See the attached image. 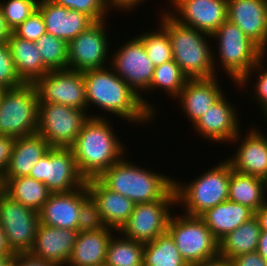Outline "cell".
Here are the masks:
<instances>
[{
  "mask_svg": "<svg viewBox=\"0 0 267 266\" xmlns=\"http://www.w3.org/2000/svg\"><path fill=\"white\" fill-rule=\"evenodd\" d=\"M82 73L86 86L87 109H90V104L91 107L94 105L105 113L134 125H147L152 123L151 120L154 121L155 117L143 107L140 96L111 67Z\"/></svg>",
  "mask_w": 267,
  "mask_h": 266,
  "instance_id": "1",
  "label": "cell"
},
{
  "mask_svg": "<svg viewBox=\"0 0 267 266\" xmlns=\"http://www.w3.org/2000/svg\"><path fill=\"white\" fill-rule=\"evenodd\" d=\"M107 119L98 113L90 117L70 146L77 169L86 180L98 178L127 154V145L122 144Z\"/></svg>",
  "mask_w": 267,
  "mask_h": 266,
  "instance_id": "2",
  "label": "cell"
},
{
  "mask_svg": "<svg viewBox=\"0 0 267 266\" xmlns=\"http://www.w3.org/2000/svg\"><path fill=\"white\" fill-rule=\"evenodd\" d=\"M123 157L105 170L98 179L110 190L122 194L135 204L161 198H176L174 180L163 173L148 170Z\"/></svg>",
  "mask_w": 267,
  "mask_h": 266,
  "instance_id": "3",
  "label": "cell"
},
{
  "mask_svg": "<svg viewBox=\"0 0 267 266\" xmlns=\"http://www.w3.org/2000/svg\"><path fill=\"white\" fill-rule=\"evenodd\" d=\"M161 13L160 23L169 35L173 60L183 73L189 79H209L218 76L213 64V50L210 48L213 41L211 35L180 24L164 9Z\"/></svg>",
  "mask_w": 267,
  "mask_h": 266,
  "instance_id": "4",
  "label": "cell"
},
{
  "mask_svg": "<svg viewBox=\"0 0 267 266\" xmlns=\"http://www.w3.org/2000/svg\"><path fill=\"white\" fill-rule=\"evenodd\" d=\"M210 168L191 182L184 184L183 181L174 180L176 206H183V214L200 216L228 200L230 173L233 170L231 164L224 160Z\"/></svg>",
  "mask_w": 267,
  "mask_h": 266,
  "instance_id": "5",
  "label": "cell"
},
{
  "mask_svg": "<svg viewBox=\"0 0 267 266\" xmlns=\"http://www.w3.org/2000/svg\"><path fill=\"white\" fill-rule=\"evenodd\" d=\"M211 38L218 41L215 43L218 44L216 48L218 54L213 51L215 73L218 72L216 67L220 68L216 64L220 63L221 69H224V73L226 71L232 83L235 82L234 84H238L265 54L237 25L228 19L219 26ZM215 56L218 58L216 59Z\"/></svg>",
  "mask_w": 267,
  "mask_h": 266,
  "instance_id": "6",
  "label": "cell"
},
{
  "mask_svg": "<svg viewBox=\"0 0 267 266\" xmlns=\"http://www.w3.org/2000/svg\"><path fill=\"white\" fill-rule=\"evenodd\" d=\"M38 104L34 83L6 89L0 100V135L20 138L36 134Z\"/></svg>",
  "mask_w": 267,
  "mask_h": 266,
  "instance_id": "7",
  "label": "cell"
},
{
  "mask_svg": "<svg viewBox=\"0 0 267 266\" xmlns=\"http://www.w3.org/2000/svg\"><path fill=\"white\" fill-rule=\"evenodd\" d=\"M172 215L167 233L189 266L219 255V241L199 216Z\"/></svg>",
  "mask_w": 267,
  "mask_h": 266,
  "instance_id": "8",
  "label": "cell"
},
{
  "mask_svg": "<svg viewBox=\"0 0 267 266\" xmlns=\"http://www.w3.org/2000/svg\"><path fill=\"white\" fill-rule=\"evenodd\" d=\"M123 44L114 53L112 52L108 67H111L140 96L143 107L154 117L158 110L152 102L145 99L142 92L145 91V95L150 87L155 66L149 59L143 42L137 36Z\"/></svg>",
  "mask_w": 267,
  "mask_h": 266,
  "instance_id": "9",
  "label": "cell"
},
{
  "mask_svg": "<svg viewBox=\"0 0 267 266\" xmlns=\"http://www.w3.org/2000/svg\"><path fill=\"white\" fill-rule=\"evenodd\" d=\"M90 117L93 114L90 115L89 110L63 104L39 103L37 133L51 147H70Z\"/></svg>",
  "mask_w": 267,
  "mask_h": 266,
  "instance_id": "10",
  "label": "cell"
},
{
  "mask_svg": "<svg viewBox=\"0 0 267 266\" xmlns=\"http://www.w3.org/2000/svg\"><path fill=\"white\" fill-rule=\"evenodd\" d=\"M28 176L43 182L51 193L71 192L86 184L70 147H51Z\"/></svg>",
  "mask_w": 267,
  "mask_h": 266,
  "instance_id": "11",
  "label": "cell"
},
{
  "mask_svg": "<svg viewBox=\"0 0 267 266\" xmlns=\"http://www.w3.org/2000/svg\"><path fill=\"white\" fill-rule=\"evenodd\" d=\"M39 224L37 211L16 202L3 190L0 192V227L14 254L29 253Z\"/></svg>",
  "mask_w": 267,
  "mask_h": 266,
  "instance_id": "12",
  "label": "cell"
},
{
  "mask_svg": "<svg viewBox=\"0 0 267 266\" xmlns=\"http://www.w3.org/2000/svg\"><path fill=\"white\" fill-rule=\"evenodd\" d=\"M106 21L105 19L94 22L68 42V69L85 72L105 68L108 66L107 64H110L111 57L109 55L112 51L109 49L110 41L107 39L109 36L106 31L109 28L105 27Z\"/></svg>",
  "mask_w": 267,
  "mask_h": 266,
  "instance_id": "13",
  "label": "cell"
},
{
  "mask_svg": "<svg viewBox=\"0 0 267 266\" xmlns=\"http://www.w3.org/2000/svg\"><path fill=\"white\" fill-rule=\"evenodd\" d=\"M176 198H161L152 202L137 203L128 221L119 230L126 238L147 243L167 233L172 206Z\"/></svg>",
  "mask_w": 267,
  "mask_h": 266,
  "instance_id": "14",
  "label": "cell"
},
{
  "mask_svg": "<svg viewBox=\"0 0 267 266\" xmlns=\"http://www.w3.org/2000/svg\"><path fill=\"white\" fill-rule=\"evenodd\" d=\"M39 103L63 104L87 110L84 74L71 69L51 70L34 83Z\"/></svg>",
  "mask_w": 267,
  "mask_h": 266,
  "instance_id": "15",
  "label": "cell"
},
{
  "mask_svg": "<svg viewBox=\"0 0 267 266\" xmlns=\"http://www.w3.org/2000/svg\"><path fill=\"white\" fill-rule=\"evenodd\" d=\"M169 1L171 7L168 6V10L166 8L165 10L169 11L168 13L173 19L182 25L209 35H212L227 20V0Z\"/></svg>",
  "mask_w": 267,
  "mask_h": 266,
  "instance_id": "16",
  "label": "cell"
},
{
  "mask_svg": "<svg viewBox=\"0 0 267 266\" xmlns=\"http://www.w3.org/2000/svg\"><path fill=\"white\" fill-rule=\"evenodd\" d=\"M225 94L226 92L193 125L195 133L213 144H229L241 131L239 112Z\"/></svg>",
  "mask_w": 267,
  "mask_h": 266,
  "instance_id": "17",
  "label": "cell"
},
{
  "mask_svg": "<svg viewBox=\"0 0 267 266\" xmlns=\"http://www.w3.org/2000/svg\"><path fill=\"white\" fill-rule=\"evenodd\" d=\"M242 131L229 145L239 141L236 153L225 158L238 173L260 177L267 181V135L257 127L250 128L242 138ZM237 141V142H236Z\"/></svg>",
  "mask_w": 267,
  "mask_h": 266,
  "instance_id": "18",
  "label": "cell"
},
{
  "mask_svg": "<svg viewBox=\"0 0 267 266\" xmlns=\"http://www.w3.org/2000/svg\"><path fill=\"white\" fill-rule=\"evenodd\" d=\"M227 19L267 52V0H227Z\"/></svg>",
  "mask_w": 267,
  "mask_h": 266,
  "instance_id": "19",
  "label": "cell"
},
{
  "mask_svg": "<svg viewBox=\"0 0 267 266\" xmlns=\"http://www.w3.org/2000/svg\"><path fill=\"white\" fill-rule=\"evenodd\" d=\"M90 196L86 184L67 193H51L39 210L41 224L58 228L78 230L81 204Z\"/></svg>",
  "mask_w": 267,
  "mask_h": 266,
  "instance_id": "20",
  "label": "cell"
},
{
  "mask_svg": "<svg viewBox=\"0 0 267 266\" xmlns=\"http://www.w3.org/2000/svg\"><path fill=\"white\" fill-rule=\"evenodd\" d=\"M78 233V230L47 226L40 223L29 254L56 263L59 266H66Z\"/></svg>",
  "mask_w": 267,
  "mask_h": 266,
  "instance_id": "21",
  "label": "cell"
},
{
  "mask_svg": "<svg viewBox=\"0 0 267 266\" xmlns=\"http://www.w3.org/2000/svg\"><path fill=\"white\" fill-rule=\"evenodd\" d=\"M37 9L44 19L46 33L67 43L94 23L86 14L65 8L52 0H39Z\"/></svg>",
  "mask_w": 267,
  "mask_h": 266,
  "instance_id": "22",
  "label": "cell"
},
{
  "mask_svg": "<svg viewBox=\"0 0 267 266\" xmlns=\"http://www.w3.org/2000/svg\"><path fill=\"white\" fill-rule=\"evenodd\" d=\"M90 196L98 204L105 227L119 231L132 214L135 203L107 188L98 178L86 180Z\"/></svg>",
  "mask_w": 267,
  "mask_h": 266,
  "instance_id": "23",
  "label": "cell"
},
{
  "mask_svg": "<svg viewBox=\"0 0 267 266\" xmlns=\"http://www.w3.org/2000/svg\"><path fill=\"white\" fill-rule=\"evenodd\" d=\"M219 79H189L176 98L192 126L223 94Z\"/></svg>",
  "mask_w": 267,
  "mask_h": 266,
  "instance_id": "24",
  "label": "cell"
},
{
  "mask_svg": "<svg viewBox=\"0 0 267 266\" xmlns=\"http://www.w3.org/2000/svg\"><path fill=\"white\" fill-rule=\"evenodd\" d=\"M50 148L49 143L38 133L16 138L8 168L1 178L2 185L10 178L28 176Z\"/></svg>",
  "mask_w": 267,
  "mask_h": 266,
  "instance_id": "25",
  "label": "cell"
},
{
  "mask_svg": "<svg viewBox=\"0 0 267 266\" xmlns=\"http://www.w3.org/2000/svg\"><path fill=\"white\" fill-rule=\"evenodd\" d=\"M116 230L104 227L99 230L79 232L66 266H93L105 264L107 246Z\"/></svg>",
  "mask_w": 267,
  "mask_h": 266,
  "instance_id": "26",
  "label": "cell"
},
{
  "mask_svg": "<svg viewBox=\"0 0 267 266\" xmlns=\"http://www.w3.org/2000/svg\"><path fill=\"white\" fill-rule=\"evenodd\" d=\"M254 216L255 212L249 207L226 200L206 210L199 217L219 241Z\"/></svg>",
  "mask_w": 267,
  "mask_h": 266,
  "instance_id": "27",
  "label": "cell"
},
{
  "mask_svg": "<svg viewBox=\"0 0 267 266\" xmlns=\"http://www.w3.org/2000/svg\"><path fill=\"white\" fill-rule=\"evenodd\" d=\"M7 43L16 72L24 83H35L49 72L43 64L35 42L21 39L12 33Z\"/></svg>",
  "mask_w": 267,
  "mask_h": 266,
  "instance_id": "28",
  "label": "cell"
},
{
  "mask_svg": "<svg viewBox=\"0 0 267 266\" xmlns=\"http://www.w3.org/2000/svg\"><path fill=\"white\" fill-rule=\"evenodd\" d=\"M266 198L267 181L265 179L231 171L228 200L240 203L256 212Z\"/></svg>",
  "mask_w": 267,
  "mask_h": 266,
  "instance_id": "29",
  "label": "cell"
},
{
  "mask_svg": "<svg viewBox=\"0 0 267 266\" xmlns=\"http://www.w3.org/2000/svg\"><path fill=\"white\" fill-rule=\"evenodd\" d=\"M261 228L254 216L219 240V255L228 259L256 252Z\"/></svg>",
  "mask_w": 267,
  "mask_h": 266,
  "instance_id": "30",
  "label": "cell"
},
{
  "mask_svg": "<svg viewBox=\"0 0 267 266\" xmlns=\"http://www.w3.org/2000/svg\"><path fill=\"white\" fill-rule=\"evenodd\" d=\"M2 190L16 202L37 212L48 200L51 192L47 186L30 176H20L8 179Z\"/></svg>",
  "mask_w": 267,
  "mask_h": 266,
  "instance_id": "31",
  "label": "cell"
},
{
  "mask_svg": "<svg viewBox=\"0 0 267 266\" xmlns=\"http://www.w3.org/2000/svg\"><path fill=\"white\" fill-rule=\"evenodd\" d=\"M143 266H189L172 237L165 233L144 243Z\"/></svg>",
  "mask_w": 267,
  "mask_h": 266,
  "instance_id": "32",
  "label": "cell"
},
{
  "mask_svg": "<svg viewBox=\"0 0 267 266\" xmlns=\"http://www.w3.org/2000/svg\"><path fill=\"white\" fill-rule=\"evenodd\" d=\"M143 250L144 243L126 238L119 234V231H115V236L113 234L107 246L105 264L107 266L143 265Z\"/></svg>",
  "mask_w": 267,
  "mask_h": 266,
  "instance_id": "33",
  "label": "cell"
},
{
  "mask_svg": "<svg viewBox=\"0 0 267 266\" xmlns=\"http://www.w3.org/2000/svg\"><path fill=\"white\" fill-rule=\"evenodd\" d=\"M188 80L189 78L183 73L179 65L174 60H170L155 67L150 87L146 91L165 90L164 93L169 94L168 98L172 97L176 101Z\"/></svg>",
  "mask_w": 267,
  "mask_h": 266,
  "instance_id": "34",
  "label": "cell"
},
{
  "mask_svg": "<svg viewBox=\"0 0 267 266\" xmlns=\"http://www.w3.org/2000/svg\"><path fill=\"white\" fill-rule=\"evenodd\" d=\"M35 45L49 71L67 69L68 43L65 40L45 33L35 41Z\"/></svg>",
  "mask_w": 267,
  "mask_h": 266,
  "instance_id": "35",
  "label": "cell"
},
{
  "mask_svg": "<svg viewBox=\"0 0 267 266\" xmlns=\"http://www.w3.org/2000/svg\"><path fill=\"white\" fill-rule=\"evenodd\" d=\"M146 30L136 35L142 42L146 49L149 59L153 62L154 66H159L170 60H173L172 48L169 35L166 29L159 23L158 29Z\"/></svg>",
  "mask_w": 267,
  "mask_h": 266,
  "instance_id": "36",
  "label": "cell"
},
{
  "mask_svg": "<svg viewBox=\"0 0 267 266\" xmlns=\"http://www.w3.org/2000/svg\"><path fill=\"white\" fill-rule=\"evenodd\" d=\"M267 53L264 54V57L249 71V73L238 83L235 84L239 88H246L247 84L250 86V77L255 74L257 75V81L256 84L253 87V91H251L252 94L250 96L253 100L256 101V104L259 105L260 110L262 111V114H264V117L267 116V68L264 67L263 59H266ZM258 71V72H257ZM255 73V74H252Z\"/></svg>",
  "mask_w": 267,
  "mask_h": 266,
  "instance_id": "37",
  "label": "cell"
},
{
  "mask_svg": "<svg viewBox=\"0 0 267 266\" xmlns=\"http://www.w3.org/2000/svg\"><path fill=\"white\" fill-rule=\"evenodd\" d=\"M39 0H1L0 7L12 31L38 8Z\"/></svg>",
  "mask_w": 267,
  "mask_h": 266,
  "instance_id": "38",
  "label": "cell"
},
{
  "mask_svg": "<svg viewBox=\"0 0 267 266\" xmlns=\"http://www.w3.org/2000/svg\"><path fill=\"white\" fill-rule=\"evenodd\" d=\"M65 8L75 10L89 16L94 22L103 21L111 12L107 0H52ZM109 11V12H107Z\"/></svg>",
  "mask_w": 267,
  "mask_h": 266,
  "instance_id": "39",
  "label": "cell"
},
{
  "mask_svg": "<svg viewBox=\"0 0 267 266\" xmlns=\"http://www.w3.org/2000/svg\"><path fill=\"white\" fill-rule=\"evenodd\" d=\"M24 84L19 78L8 43L0 44V85L5 89Z\"/></svg>",
  "mask_w": 267,
  "mask_h": 266,
  "instance_id": "40",
  "label": "cell"
},
{
  "mask_svg": "<svg viewBox=\"0 0 267 266\" xmlns=\"http://www.w3.org/2000/svg\"><path fill=\"white\" fill-rule=\"evenodd\" d=\"M105 225L100 216L98 204L89 196L79 210L78 232L99 230Z\"/></svg>",
  "mask_w": 267,
  "mask_h": 266,
  "instance_id": "41",
  "label": "cell"
},
{
  "mask_svg": "<svg viewBox=\"0 0 267 266\" xmlns=\"http://www.w3.org/2000/svg\"><path fill=\"white\" fill-rule=\"evenodd\" d=\"M13 33L21 39L32 42L37 41L43 34L46 33L45 23L41 12L38 9L34 11L13 30Z\"/></svg>",
  "mask_w": 267,
  "mask_h": 266,
  "instance_id": "42",
  "label": "cell"
},
{
  "mask_svg": "<svg viewBox=\"0 0 267 266\" xmlns=\"http://www.w3.org/2000/svg\"><path fill=\"white\" fill-rule=\"evenodd\" d=\"M16 138L0 135V177L6 172L13 152Z\"/></svg>",
  "mask_w": 267,
  "mask_h": 266,
  "instance_id": "43",
  "label": "cell"
},
{
  "mask_svg": "<svg viewBox=\"0 0 267 266\" xmlns=\"http://www.w3.org/2000/svg\"><path fill=\"white\" fill-rule=\"evenodd\" d=\"M233 266H267V261L256 251L230 259Z\"/></svg>",
  "mask_w": 267,
  "mask_h": 266,
  "instance_id": "44",
  "label": "cell"
},
{
  "mask_svg": "<svg viewBox=\"0 0 267 266\" xmlns=\"http://www.w3.org/2000/svg\"><path fill=\"white\" fill-rule=\"evenodd\" d=\"M109 7L118 12H130L140 6L146 0H107Z\"/></svg>",
  "mask_w": 267,
  "mask_h": 266,
  "instance_id": "45",
  "label": "cell"
},
{
  "mask_svg": "<svg viewBox=\"0 0 267 266\" xmlns=\"http://www.w3.org/2000/svg\"><path fill=\"white\" fill-rule=\"evenodd\" d=\"M19 266H59L56 263L36 258L29 253H19Z\"/></svg>",
  "mask_w": 267,
  "mask_h": 266,
  "instance_id": "46",
  "label": "cell"
},
{
  "mask_svg": "<svg viewBox=\"0 0 267 266\" xmlns=\"http://www.w3.org/2000/svg\"><path fill=\"white\" fill-rule=\"evenodd\" d=\"M191 266H233V264L230 259L218 255L212 259H208Z\"/></svg>",
  "mask_w": 267,
  "mask_h": 266,
  "instance_id": "47",
  "label": "cell"
},
{
  "mask_svg": "<svg viewBox=\"0 0 267 266\" xmlns=\"http://www.w3.org/2000/svg\"><path fill=\"white\" fill-rule=\"evenodd\" d=\"M13 31L5 21L3 11L0 7V44L7 43Z\"/></svg>",
  "mask_w": 267,
  "mask_h": 266,
  "instance_id": "48",
  "label": "cell"
},
{
  "mask_svg": "<svg viewBox=\"0 0 267 266\" xmlns=\"http://www.w3.org/2000/svg\"><path fill=\"white\" fill-rule=\"evenodd\" d=\"M261 231L267 232V199L264 204L255 212Z\"/></svg>",
  "mask_w": 267,
  "mask_h": 266,
  "instance_id": "49",
  "label": "cell"
},
{
  "mask_svg": "<svg viewBox=\"0 0 267 266\" xmlns=\"http://www.w3.org/2000/svg\"><path fill=\"white\" fill-rule=\"evenodd\" d=\"M256 251L267 261V232L261 231Z\"/></svg>",
  "mask_w": 267,
  "mask_h": 266,
  "instance_id": "50",
  "label": "cell"
},
{
  "mask_svg": "<svg viewBox=\"0 0 267 266\" xmlns=\"http://www.w3.org/2000/svg\"><path fill=\"white\" fill-rule=\"evenodd\" d=\"M0 254H14L8 243L7 239L5 237V234L3 233V229L0 227Z\"/></svg>",
  "mask_w": 267,
  "mask_h": 266,
  "instance_id": "51",
  "label": "cell"
},
{
  "mask_svg": "<svg viewBox=\"0 0 267 266\" xmlns=\"http://www.w3.org/2000/svg\"><path fill=\"white\" fill-rule=\"evenodd\" d=\"M15 254H0V266H5Z\"/></svg>",
  "mask_w": 267,
  "mask_h": 266,
  "instance_id": "52",
  "label": "cell"
},
{
  "mask_svg": "<svg viewBox=\"0 0 267 266\" xmlns=\"http://www.w3.org/2000/svg\"><path fill=\"white\" fill-rule=\"evenodd\" d=\"M5 266H19V253H16Z\"/></svg>",
  "mask_w": 267,
  "mask_h": 266,
  "instance_id": "53",
  "label": "cell"
},
{
  "mask_svg": "<svg viewBox=\"0 0 267 266\" xmlns=\"http://www.w3.org/2000/svg\"><path fill=\"white\" fill-rule=\"evenodd\" d=\"M5 90L6 89L0 85V100H1V97H2L3 93L5 92Z\"/></svg>",
  "mask_w": 267,
  "mask_h": 266,
  "instance_id": "54",
  "label": "cell"
},
{
  "mask_svg": "<svg viewBox=\"0 0 267 266\" xmlns=\"http://www.w3.org/2000/svg\"><path fill=\"white\" fill-rule=\"evenodd\" d=\"M2 180H1V177H0V192L2 191Z\"/></svg>",
  "mask_w": 267,
  "mask_h": 266,
  "instance_id": "55",
  "label": "cell"
},
{
  "mask_svg": "<svg viewBox=\"0 0 267 266\" xmlns=\"http://www.w3.org/2000/svg\"><path fill=\"white\" fill-rule=\"evenodd\" d=\"M93 266H107L106 264L93 265Z\"/></svg>",
  "mask_w": 267,
  "mask_h": 266,
  "instance_id": "56",
  "label": "cell"
}]
</instances>
